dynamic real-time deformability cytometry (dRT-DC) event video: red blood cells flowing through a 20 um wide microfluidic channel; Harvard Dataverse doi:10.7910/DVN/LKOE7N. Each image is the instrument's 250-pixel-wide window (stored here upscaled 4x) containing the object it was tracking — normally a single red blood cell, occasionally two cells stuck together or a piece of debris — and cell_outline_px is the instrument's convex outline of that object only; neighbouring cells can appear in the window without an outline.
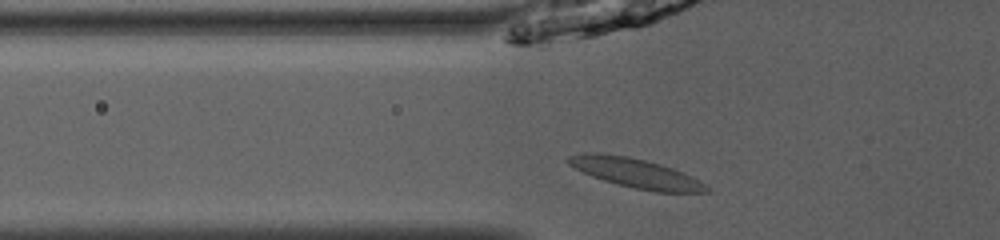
{"species": "common noctule bat (a hibernating species)", "species_latin": "Nyctalus noctula", "temperature_condition": "room temperature", "stored_images_in_passage": 34, "camera_frame_rate_fps": 3000, "um_per_image_px": 0.085, "animal": {"sex": "male", "body_mass_g": 13.0, "forearm_length_mm": 53.1}, "frame": {"image": 1, "passage_image": 2, "time_ms": 0.333, "image_size_px": [1000, 240], "cell_outline_px": [[708, 192], [656, 192], [616, 184], [592, 176], [568, 164], [568, 156], [584, 152], [592, 152], [628, 156], [660, 164], [684, 172], [700, 180], [708, 188]], "centroid_in_image_um": [54.04, 14.7], "position_along_channel_um": 71.8, "area_um2": 23.41}}
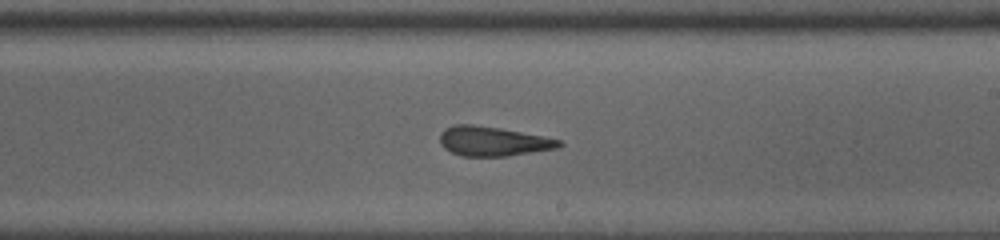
{"frame": {"image": 2, "passage_image": 15, "time_ms": 4.667, "image_size_px": [1000, 240], "cell_outline_px": [[564, 144], [556, 148], [504, 156], [460, 156], [444, 148], [440, 144], [440, 132], [444, 128], [456, 124], [472, 124], [500, 128], [544, 136], [560, 140]], "centroid_in_image_um": [41.85, 12.0], "position_along_channel_um": 247.1, "area_um2": 20.4}}
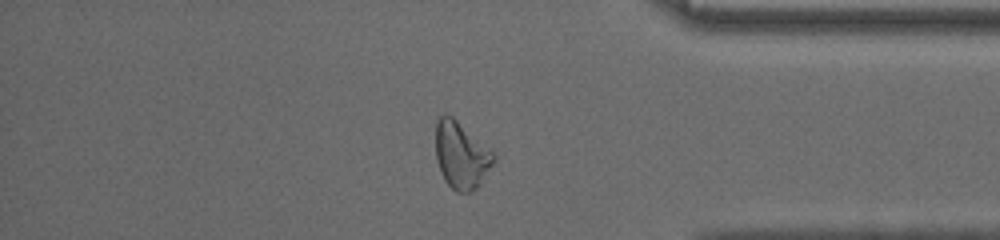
{"frame": {"image": 3, "passage_image": 27, "time_ms": 8.667, "image_size_px": [1000, 240], "cell_outline_px": [[496, 160], [476, 188], [472, 192], [456, 192], [444, 180], [440, 172], [436, 160], [436, 120], [440, 116], [452, 116], [492, 148], [496, 152]], "centroid_in_image_um": [39.23, 13.19], "position_along_channel_um": 396.0, "area_um2": 22.89}, "authors_computed_cell_mechanics": {"area_um2": 21.1259, "velocity_mm_per_s": 4.0362, "shape_relaxation_time_tau1_ms": null, "shape_relaxation_time_tau2_ms": 1.8556, "deformation_change_tau1": null, "deformation_change_tau2": 0.0823}}